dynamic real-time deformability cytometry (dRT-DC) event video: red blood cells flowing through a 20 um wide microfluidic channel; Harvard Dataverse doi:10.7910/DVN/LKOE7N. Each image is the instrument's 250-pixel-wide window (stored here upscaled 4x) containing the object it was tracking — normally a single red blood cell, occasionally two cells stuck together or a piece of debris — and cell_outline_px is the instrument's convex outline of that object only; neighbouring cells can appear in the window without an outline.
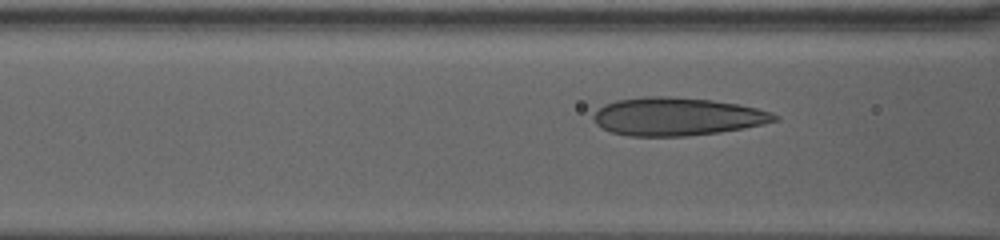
{"species": "human", "species_latin": "Homo sapiens", "temperature_condition": "warm", "stored_images_in_passage": 23, "camera_frame_rate_fps": 3000, "um_per_image_px": 0.085, "donor": {"sex": "female"}, "frame": {"image": 1, "passage_image": 20, "time_ms": 6.333, "image_size_px": [1000, 240], "cell_outline_px": [[780, 120], [744, 128], [720, 132], [684, 136], [628, 136], [612, 132], [596, 124], [592, 116], [604, 104], [616, 100], [644, 96], [668, 96], [712, 100], [740, 104], [772, 112], [780, 116]], "centroid_in_image_um": [57.58, 9.9], "position_along_channel_um": 109.0, "area_um2": 40.23}}